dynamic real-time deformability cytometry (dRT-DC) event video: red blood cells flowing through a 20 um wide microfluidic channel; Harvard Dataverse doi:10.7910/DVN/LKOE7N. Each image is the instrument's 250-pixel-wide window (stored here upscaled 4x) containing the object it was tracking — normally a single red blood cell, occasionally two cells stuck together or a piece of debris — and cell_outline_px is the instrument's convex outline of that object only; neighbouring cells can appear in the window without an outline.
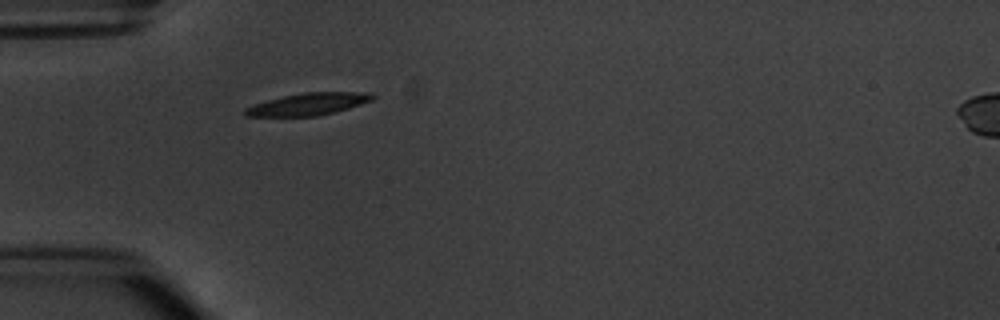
{"species": "common noctule bat (a hibernating species)", "species_latin": "Nyctalus noctula", "temperature_condition": "warm", "stored_images_in_passage": 2, "segment_of_instrument_passage": [1, 2], "camera_frame_rate_fps": 3000, "um_per_image_px": 0.085, "animal": {"sex": "male", "body_mass_g": 20.1, "forearm_length_mm": 53.5}, "frame": {"image": 1, "passage_image": 1, "time_ms": 0.0, "image_size_px": [1000, 320], "cell_outline_px": [[376, 96], [372, 100], [336, 112], [316, 116], [244, 116], [244, 108], [268, 100], [284, 96], [304, 92], [368, 92]], "centroid_in_image_um": [26.22, 8.85], "position_along_channel_um": 58.8, "area_um2": 16.3}}